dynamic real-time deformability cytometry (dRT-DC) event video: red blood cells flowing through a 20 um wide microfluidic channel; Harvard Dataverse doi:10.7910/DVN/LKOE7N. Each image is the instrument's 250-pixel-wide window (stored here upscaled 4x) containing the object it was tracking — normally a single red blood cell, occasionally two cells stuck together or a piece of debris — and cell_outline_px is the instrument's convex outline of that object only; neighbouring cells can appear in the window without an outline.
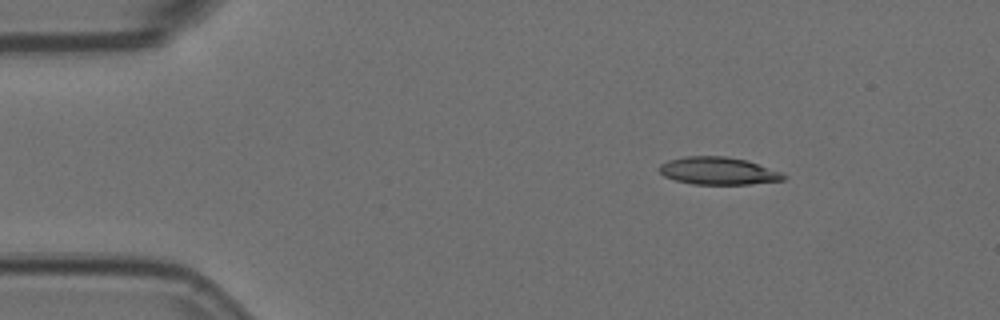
{"species": "Egyptian fruit bat (a non-hibernating species)", "species_latin": "Rousettus aegyptiacus", "temperature_condition": "room temperature", "stored_images_in_passage": 7, "camera_frame_rate_fps": 3000, "um_per_image_px": 0.085, "animal": {"sex": "female"}, "frame": {"image": 1, "passage_image": 1, "time_ms": 0.0, "image_size_px": [1000, 320], "cell_outline_px": [[788, 176], [784, 180], [752, 184], [692, 184], [676, 180], [664, 176], [660, 172], [660, 164], [668, 160], [684, 156], [724, 156], [748, 160], [780, 172]], "centroid_in_image_um": [61.06, 14.52], "position_along_channel_um": 23.9, "area_um2": 19.94}}
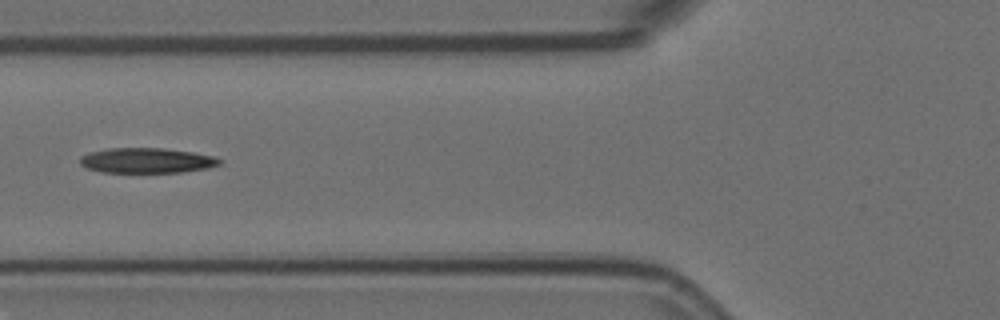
{"frame": {"image": 2, "passage_image": 4, "time_ms": 1.0, "image_size_px": [1000, 320], "cell_outline_px": [[220, 164], [208, 168], [180, 172], [100, 172], [88, 168], [80, 164], [80, 156], [88, 152], [108, 148], [164, 148], [192, 152], [212, 156], [220, 160]], "centroid_in_image_um": [12.42, 13.63], "position_along_channel_um": 113.4, "area_um2": 20.35}}
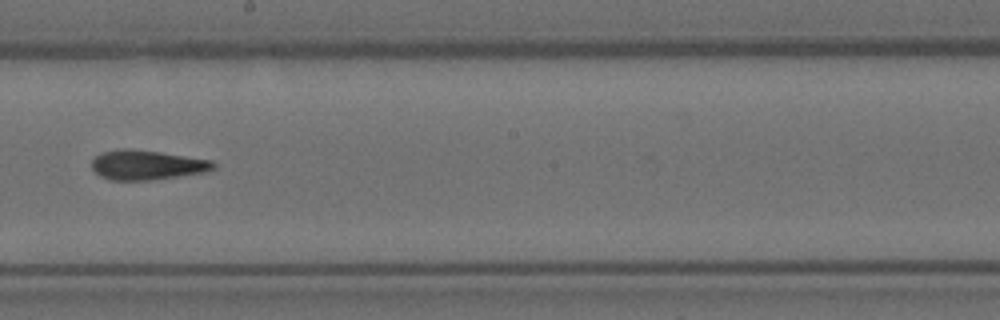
{"frame": {"image": 3, "passage_image": 7, "time_ms": 2.0, "image_size_px": [1000, 320], "cell_outline_px": [[216, 168], [208, 172], [152, 180], [112, 180], [100, 176], [92, 168], [92, 160], [100, 152], [120, 148], [132, 148], [160, 152], [212, 160], [216, 164]], "centroid_in_image_um": [12.5, 14.01], "position_along_channel_um": 235.7, "area_um2": 21.27}}